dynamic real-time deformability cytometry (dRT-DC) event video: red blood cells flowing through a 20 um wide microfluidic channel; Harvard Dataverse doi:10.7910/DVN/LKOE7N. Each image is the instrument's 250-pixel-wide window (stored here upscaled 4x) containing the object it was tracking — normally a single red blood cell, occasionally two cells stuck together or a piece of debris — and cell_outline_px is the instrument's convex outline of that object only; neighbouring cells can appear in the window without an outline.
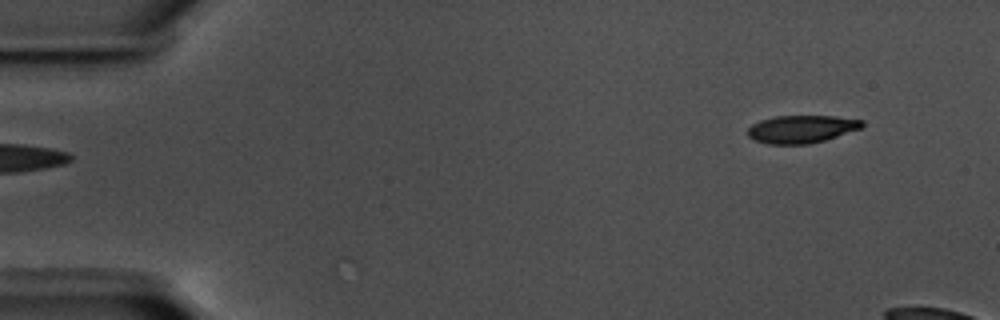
{"species": "common noctule bat (a hibernating species)", "species_latin": "Nyctalus noctula", "temperature_condition": "warm", "stored_images_in_passage": 9, "camera_frame_rate_fps": 3000, "um_per_image_px": 0.085, "animal": {"sex": "male", "body_mass_g": 17.5, "forearm_length_mm": 52.3}, "frame": {"image": 1, "passage_image": 1, "time_ms": 0.0, "image_size_px": [1000, 320], "cell_outline_px": [[864, 124], [860, 128], [824, 140], [808, 144], [768, 144], [756, 140], [748, 136], [748, 128], [752, 124], [760, 120], [776, 116], [836, 116], [864, 120]], "centroid_in_image_um": [68.12, 10.96], "position_along_channel_um": 16.9, "area_um2": 18.32}}